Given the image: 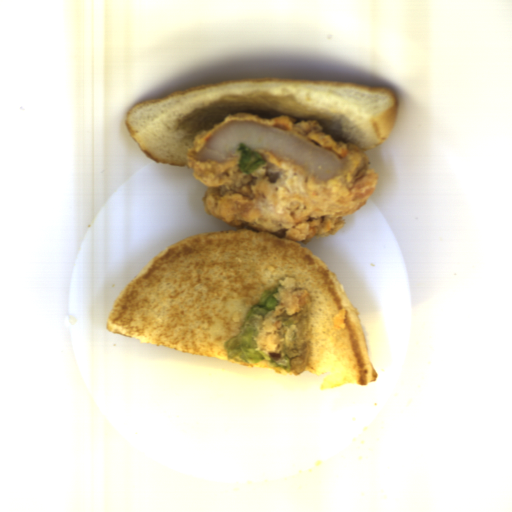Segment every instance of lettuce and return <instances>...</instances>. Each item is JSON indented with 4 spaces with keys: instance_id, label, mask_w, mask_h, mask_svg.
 Instances as JSON below:
<instances>
[{
    "instance_id": "obj_1",
    "label": "lettuce",
    "mask_w": 512,
    "mask_h": 512,
    "mask_svg": "<svg viewBox=\"0 0 512 512\" xmlns=\"http://www.w3.org/2000/svg\"><path fill=\"white\" fill-rule=\"evenodd\" d=\"M237 112H249L268 120L279 116H286L297 122L315 120L325 129L330 127L332 121L330 115L320 113L289 94L274 96L261 91L249 95L221 97L208 106L191 111L179 120L176 127L183 130V137L187 141Z\"/></svg>"
},
{
    "instance_id": "obj_2",
    "label": "lettuce",
    "mask_w": 512,
    "mask_h": 512,
    "mask_svg": "<svg viewBox=\"0 0 512 512\" xmlns=\"http://www.w3.org/2000/svg\"><path fill=\"white\" fill-rule=\"evenodd\" d=\"M278 290L279 286L274 290L264 292L259 304L252 306L248 311L241 331L225 342L224 346L228 359L239 357L250 365L266 361L268 367L272 369H284L286 372H290L291 363L288 356L274 359L269 354L258 350L256 346V330L253 319L255 316L263 318L278 305L279 301L274 297Z\"/></svg>"
},
{
    "instance_id": "obj_3",
    "label": "lettuce",
    "mask_w": 512,
    "mask_h": 512,
    "mask_svg": "<svg viewBox=\"0 0 512 512\" xmlns=\"http://www.w3.org/2000/svg\"><path fill=\"white\" fill-rule=\"evenodd\" d=\"M237 150L239 152L238 168L244 174L252 173L265 164V157L254 153L245 143H239Z\"/></svg>"
}]
</instances>
